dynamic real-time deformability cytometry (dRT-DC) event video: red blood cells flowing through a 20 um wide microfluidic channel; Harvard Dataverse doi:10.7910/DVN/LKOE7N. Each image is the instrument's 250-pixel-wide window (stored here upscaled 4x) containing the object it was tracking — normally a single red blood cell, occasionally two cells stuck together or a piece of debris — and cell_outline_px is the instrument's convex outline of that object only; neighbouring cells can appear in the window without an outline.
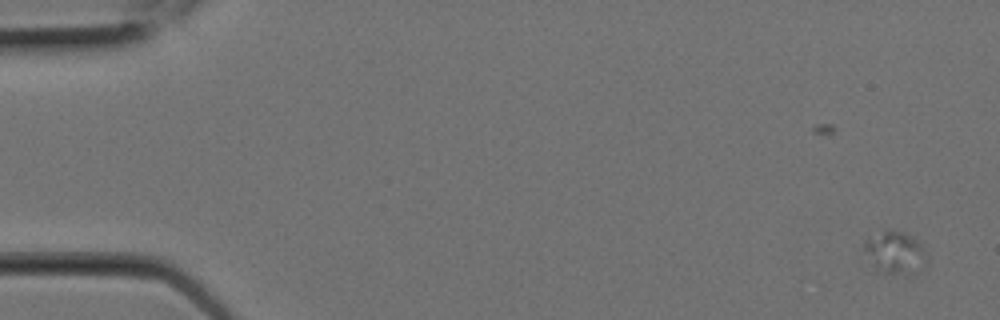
{"species": "Egyptian fruit bat (a non-hibernating species)", "species_latin": "Rousettus aegyptiacus", "temperature_condition": "room temperature", "stored_images_in_passage": 2, "camera_frame_rate_fps": 3000, "um_per_image_px": 0.085, "animal": {"sex": "female"}, "frame": {"image": 1, "passage_image": 2, "time_ms": 0.333, "image_size_px": [1000, 320], "cell_outline_px": [[928, 260], [924, 264], [900, 272], [880, 272], [876, 268], [864, 248], [864, 240], [884, 228], [892, 228], [904, 232], [912, 236], [920, 244]], "centroid_in_image_um": [76.02, 21.33], "position_along_channel_um": 9.0, "area_um2": 14.62}}